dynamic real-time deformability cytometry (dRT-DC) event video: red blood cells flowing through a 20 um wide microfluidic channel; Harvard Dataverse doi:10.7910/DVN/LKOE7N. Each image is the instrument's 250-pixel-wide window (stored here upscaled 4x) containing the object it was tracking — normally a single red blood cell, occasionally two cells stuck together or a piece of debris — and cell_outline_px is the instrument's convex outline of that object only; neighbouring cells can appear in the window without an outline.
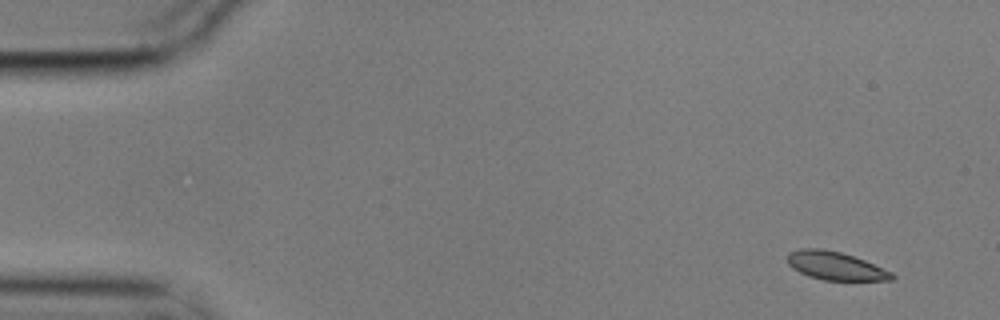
{"species": "common noctule bat (a hibernating species)", "species_latin": "Nyctalus noctula", "temperature_condition": "cold", "stored_images_in_passage": 4, "camera_frame_rate_fps": 3000, "um_per_image_px": 0.085, "animal": {"sex": "male", "body_mass_g": 17.9}, "frame": {"image": 1, "passage_image": 1, "time_ms": 0.0, "image_size_px": [1000, 320], "cell_outline_px": [[896, 276], [892, 280], [824, 280], [808, 276], [792, 268], [788, 264], [788, 252], [800, 248], [820, 248], [840, 252], [864, 260], [892, 272]], "centroid_in_image_um": [70.99, 22.59], "position_along_channel_um": 14.0, "area_um2": 17.11}}